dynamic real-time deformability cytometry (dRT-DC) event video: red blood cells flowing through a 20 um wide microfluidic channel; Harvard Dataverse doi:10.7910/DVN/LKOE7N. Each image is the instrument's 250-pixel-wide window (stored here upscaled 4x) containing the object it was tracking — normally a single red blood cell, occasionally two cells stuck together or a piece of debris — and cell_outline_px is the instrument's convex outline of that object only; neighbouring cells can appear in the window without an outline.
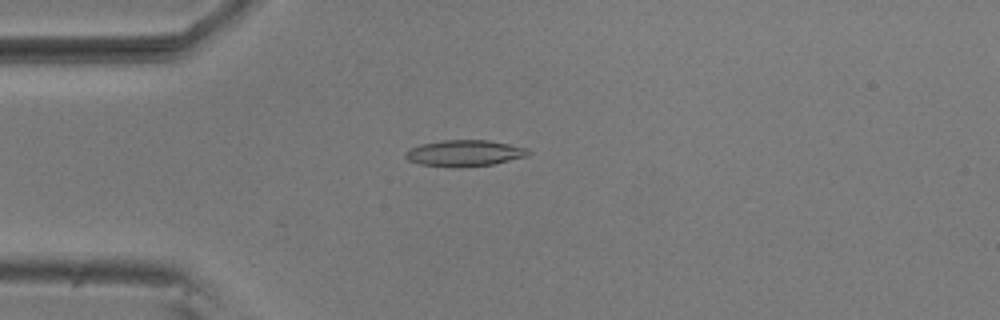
{"species": "common noctule bat (a hibernating species)", "species_latin": "Nyctalus noctula", "temperature_condition": "room temperature", "stored_images_in_passage": 21, "camera_frame_rate_fps": 3000, "um_per_image_px": 0.085, "animal": {"sex": "male", "body_mass_g": 20.5, "forearm_length_mm": 52.5}, "frame": {"image": 1, "passage_image": 14, "time_ms": 4.333, "image_size_px": [1000, 320], "cell_outline_px": [[532, 152], [528, 156], [492, 164], [460, 168], [452, 168], [420, 164], [408, 160], [404, 156], [404, 152], [408, 148], [420, 144], [444, 140], [488, 140], [528, 148]], "centroid_in_image_um": [39.46, 13.03], "position_along_channel_um": 45.5, "area_um2": 19.07}}
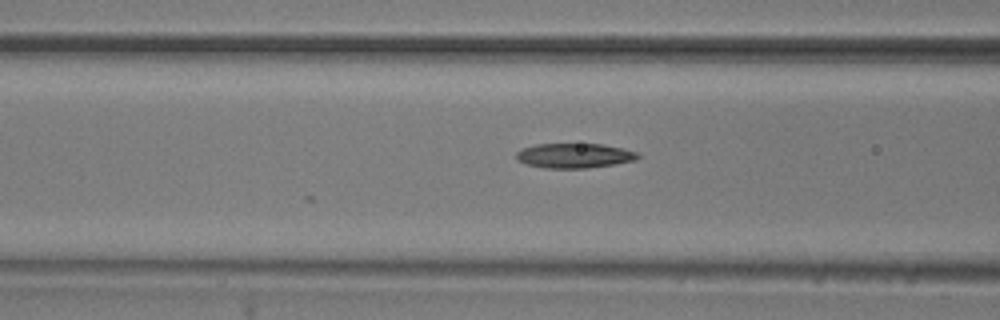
{"frame": {"image": 2, "passage_image": 21, "time_ms": 6.667, "image_size_px": [1000, 320], "cell_outline_px": [[640, 156], [636, 160], [616, 164], [588, 168], [544, 168], [528, 164], [516, 160], [516, 152], [520, 148], [536, 144], [604, 144], [636, 152]], "centroid_in_image_um": [48.79, 13.23], "position_along_channel_um": 117.8, "area_um2": 17.57}}